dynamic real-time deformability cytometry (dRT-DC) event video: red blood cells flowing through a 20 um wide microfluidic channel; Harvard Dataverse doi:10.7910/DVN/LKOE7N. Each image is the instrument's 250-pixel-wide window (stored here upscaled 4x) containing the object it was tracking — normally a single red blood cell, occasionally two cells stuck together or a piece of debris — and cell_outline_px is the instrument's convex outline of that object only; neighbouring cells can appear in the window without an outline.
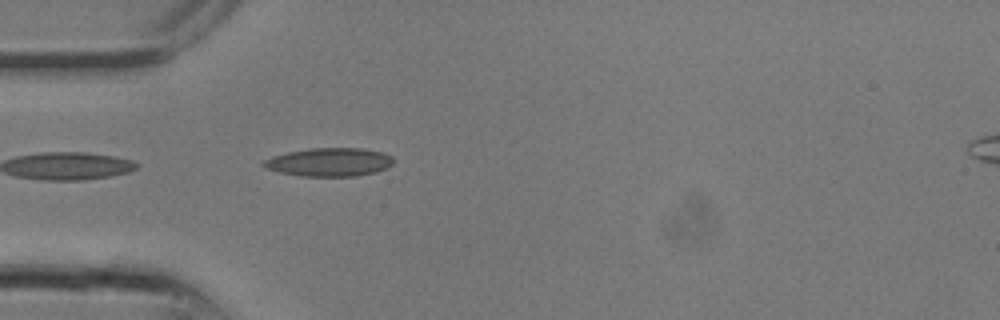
{"species": "common noctule bat (a hibernating species)", "species_latin": "Nyctalus noctula", "temperature_condition": "room temperature", "stored_images_in_passage": 8, "camera_frame_rate_fps": 3000, "um_per_image_px": 0.085, "animal": {"sex": "male", "body_mass_g": 13.3}, "frame": {"image": 1, "passage_image": 8, "time_ms": 2.333, "image_size_px": [1000, 320], "cell_outline_px": [[392, 164], [388, 168], [376, 172], [356, 176], [300, 176], [280, 172], [268, 168], [260, 164], [264, 160], [272, 156], [288, 152], [308, 148], [364, 148], [384, 152], [392, 156]], "centroid_in_image_um": [28.02, 13.77], "position_along_channel_um": 57.0, "area_um2": 21.62}}